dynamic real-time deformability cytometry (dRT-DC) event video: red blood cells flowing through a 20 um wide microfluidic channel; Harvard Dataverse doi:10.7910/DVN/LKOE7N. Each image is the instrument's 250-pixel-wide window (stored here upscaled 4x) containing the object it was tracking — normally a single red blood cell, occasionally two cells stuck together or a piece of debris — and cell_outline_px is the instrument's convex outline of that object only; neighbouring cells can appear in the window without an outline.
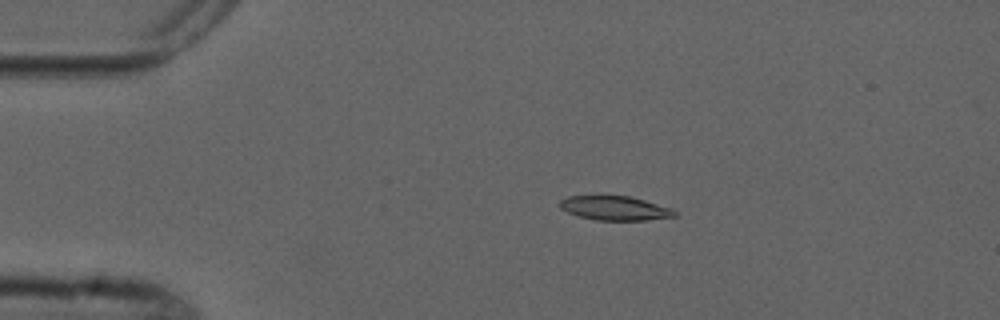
{"species": "common noctule bat (a hibernating species)", "species_latin": "Nyctalus noctula", "temperature_condition": "cold", "stored_images_in_passage": 6, "camera_frame_rate_fps": 3000, "um_per_image_px": 0.085, "animal": {"sex": "male", "forearm_length_mm": 52.5}, "frame": {"image": 1, "passage_image": 4, "time_ms": 3.333, "image_size_px": [1000, 320], "cell_outline_px": [[676, 216], [648, 220], [596, 220], [576, 216], [560, 208], [560, 200], [568, 196], [600, 192], [628, 196], [644, 200], [672, 208], [676, 212]], "centroid_in_image_um": [52.19, 17.64], "position_along_channel_um": 32.8, "area_um2": 16.99}}
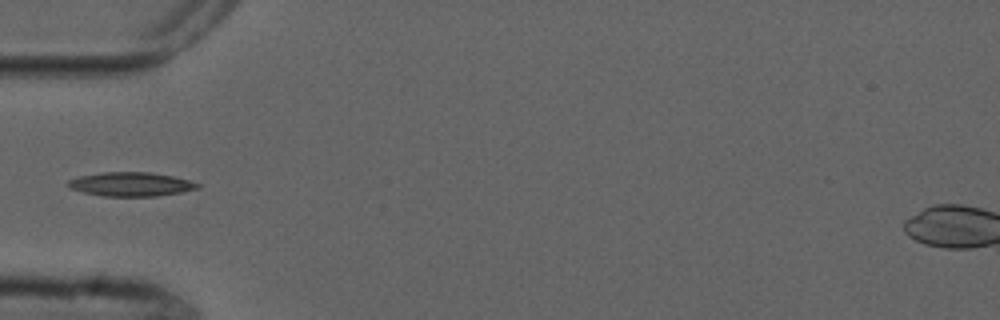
{"frame": {"image": 2, "passage_image": 6, "time_ms": 5.667, "image_size_px": [1000, 320], "cell_outline_px": [[200, 188], [180, 192], [156, 196], [104, 196], [84, 192], [72, 188], [68, 184], [68, 180], [80, 176], [100, 172], [148, 172], [172, 176], [188, 180], [200, 184]], "centroid_in_image_um": [11.14, 15.65], "position_along_channel_um": 73.9, "area_um2": 17.86}}